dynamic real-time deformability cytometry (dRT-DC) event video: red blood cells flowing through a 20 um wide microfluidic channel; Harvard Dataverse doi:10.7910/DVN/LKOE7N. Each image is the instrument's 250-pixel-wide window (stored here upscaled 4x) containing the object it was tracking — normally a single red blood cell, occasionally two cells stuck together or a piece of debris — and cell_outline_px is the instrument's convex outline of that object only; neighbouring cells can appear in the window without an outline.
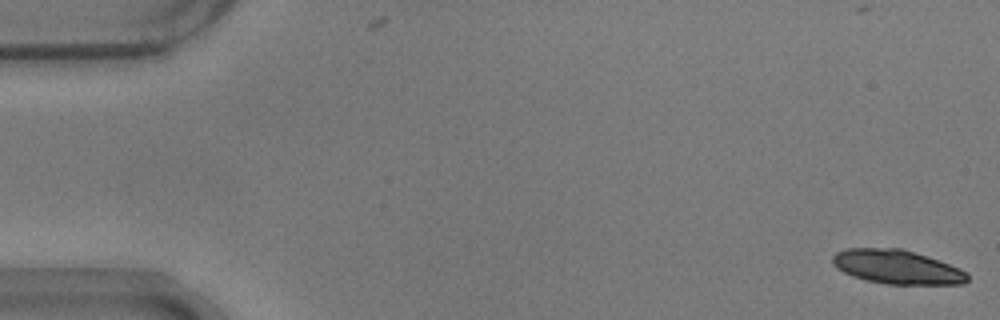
{"species": "common noctule bat (a hibernating species)", "species_latin": "Nyctalus noctula", "temperature_condition": "warm", "stored_images_in_passage": 54, "camera_frame_rate_fps": 3000, "um_per_image_px": 0.085, "animal": {"sex": "male", "body_mass_g": 17.9}, "frame": {"image": 1, "passage_image": 1, "time_ms": 0.0, "image_size_px": [1000, 320], "cell_outline_px": [[968, 280], [964, 284], [888, 284], [868, 280], [852, 276], [836, 268], [832, 264], [832, 256], [836, 252], [844, 248], [900, 248], [960, 268], [968, 272]], "centroid_in_image_um": [76.21, 22.69], "position_along_channel_um": 8.8, "area_um2": 26.53}}
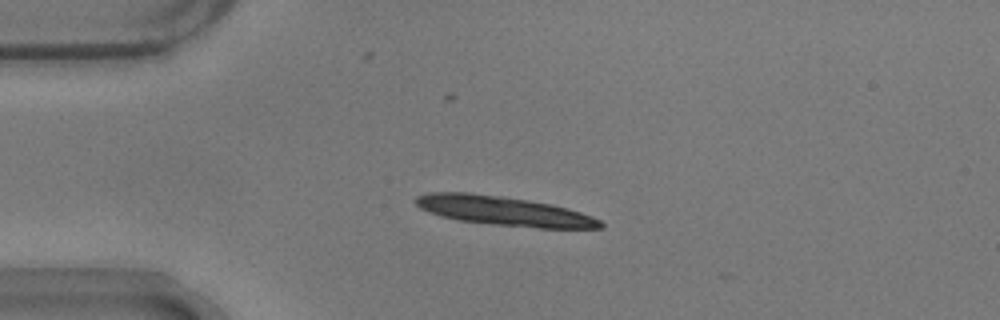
{"frame": {"image": 2, "passage_image": 13, "time_ms": 4.0, "image_size_px": [1000, 320], "cell_outline_px": [[604, 228], [540, 228], [496, 224], [460, 220], [440, 216], [428, 212], [420, 208], [412, 200], [416, 196], [432, 192], [468, 192], [500, 196], [548, 204], [568, 208], [592, 216], [600, 220], [604, 224]], "centroid_in_image_um": [42.8, 17.93], "position_along_channel_um": 42.2, "area_um2": 31.15}}
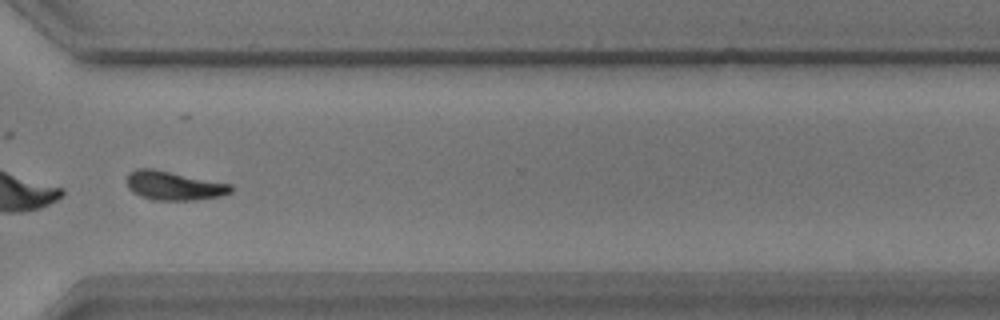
{"frame": {"image": 3, "passage_image": 41, "time_ms": 13.333, "image_size_px": [1000, 320], "cell_outline_px": [[232, 192], [220, 196], [192, 200], [156, 200], [140, 196], [132, 192], [128, 188], [124, 180], [128, 172], [136, 168], [152, 168], [232, 184]], "centroid_in_image_um": [14.71, 15.77], "position_along_channel_um": 355.9, "area_um2": 17.74}, "authors_computed_cell_mechanics": {"area_um2": 18.2359, "velocity_mm_per_s": 3.7, "shape_relaxation_time_tau1_ms": 2.5605, "shape_relaxation_time_tau2_ms": 8.7933, "deformation_change_tau1": 0.1076, "deformation_change_tau2": 0.1681}}